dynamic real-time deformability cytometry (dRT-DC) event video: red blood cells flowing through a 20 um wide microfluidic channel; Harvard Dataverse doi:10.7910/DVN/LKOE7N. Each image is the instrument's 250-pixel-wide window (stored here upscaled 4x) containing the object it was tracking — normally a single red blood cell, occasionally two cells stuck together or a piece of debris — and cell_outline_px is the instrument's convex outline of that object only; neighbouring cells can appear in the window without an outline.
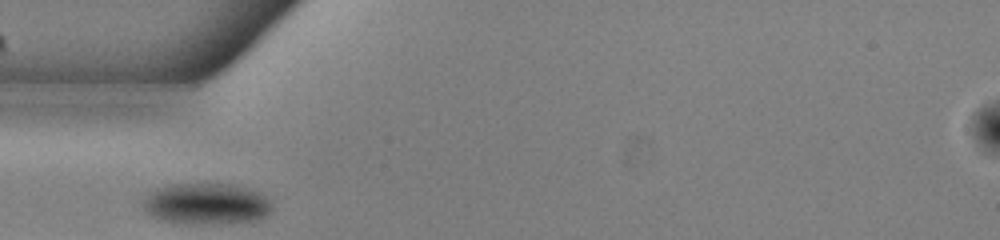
{"species": "common noctule bat (a hibernating species)", "species_latin": "Nyctalus noctula", "temperature_condition": "warm", "stored_images_in_passage": 28, "camera_frame_rate_fps": 3000, "um_per_image_px": 0.085, "animal": {"sex": "male", "body_mass_g": 13.0, "forearm_length_mm": 53.1}, "frame": {"image": 1, "passage_image": 1, "time_ms": 0.0, "image_size_px": [1000, 240], "cell_outline_px": [[272, 212], [268, 216], [260, 220], [220, 224], [184, 224], [156, 220], [144, 208], [144, 200], [148, 192], [156, 188], [172, 184], [232, 184], [248, 188], [260, 192], [272, 204]], "centroid_in_image_um": [17.56, 17.35], "position_along_channel_um": 67.4, "area_um2": 31.62}}
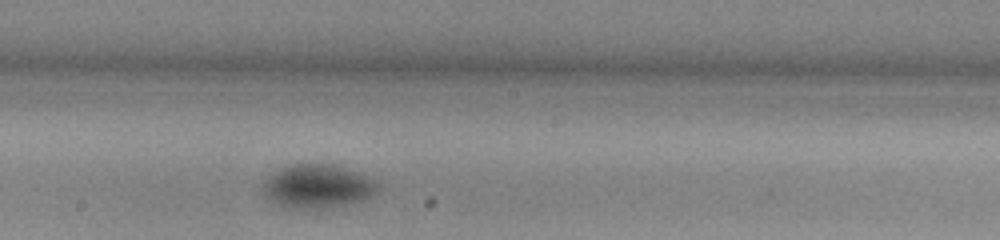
{"frame": {"image": 2, "passage_image": 13, "time_ms": 4.0, "image_size_px": [1000, 240], "cell_outline_px": [[380, 192], [364, 200], [344, 204], [316, 208], [292, 208], [280, 204], [272, 200], [260, 188], [264, 180], [268, 176], [280, 168], [288, 164], [328, 164], [360, 172], [376, 180], [380, 184]], "centroid_in_image_um": [27.04, 15.81], "position_along_channel_um": 221.2, "area_um2": 29.13}}
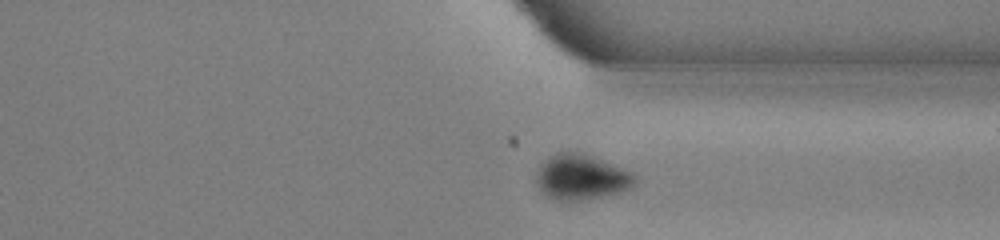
{"frame": {"image": 3, "passage_image": 24, "time_ms": 7.667, "image_size_px": [1000, 240], "cell_outline_px": [[636, 184], [620, 192], [568, 204], [556, 200], [548, 196], [536, 184], [536, 172], [540, 164], [544, 160], [556, 152], [580, 152], [632, 172], [636, 180]], "centroid_in_image_um": [49.36, 15.09], "position_along_channel_um": 362.0, "area_um2": 26.18}, "authors_computed_cell_mechanics": {"area_um2": 29.8248, "velocity_mm_per_s": 3.8476, "shape_relaxation_time_tau1_ms": 4.7316, "shape_relaxation_time_tau2_ms": null, "deformation_change_tau1": 0.1086, "deformation_change_tau2": null}}